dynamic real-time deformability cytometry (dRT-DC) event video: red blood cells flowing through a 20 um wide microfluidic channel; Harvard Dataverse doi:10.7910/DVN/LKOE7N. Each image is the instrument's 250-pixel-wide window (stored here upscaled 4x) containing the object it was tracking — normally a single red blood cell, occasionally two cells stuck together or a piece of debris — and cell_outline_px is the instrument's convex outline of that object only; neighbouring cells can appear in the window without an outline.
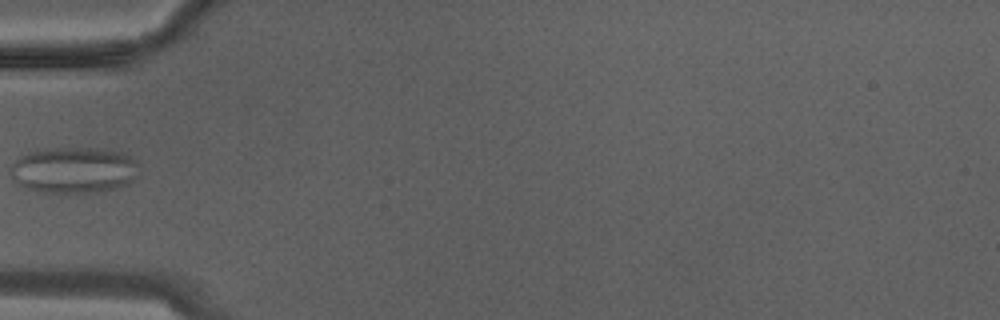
{"species": "Egyptian fruit bat (a non-hibernating species)", "species_latin": "Rousettus aegyptiacus", "temperature_condition": "warm", "stored_images_in_passage": 11, "camera_frame_rate_fps": 3000, "um_per_image_px": 0.085, "animal": {"sex": "male"}, "frame": {"image": 1, "passage_image": 1, "time_ms": 0.0, "image_size_px": [1000, 320], "cell_outline_px": [[140, 176], [124, 184], [112, 188], [92, 192], [44, 192], [28, 188], [12, 180], [12, 164], [20, 156], [36, 148], [104, 148], [128, 152], [132, 156], [136, 164]], "centroid_in_image_um": [6.3, 14.41], "position_along_channel_um": 78.7, "area_um2": 34.68}}
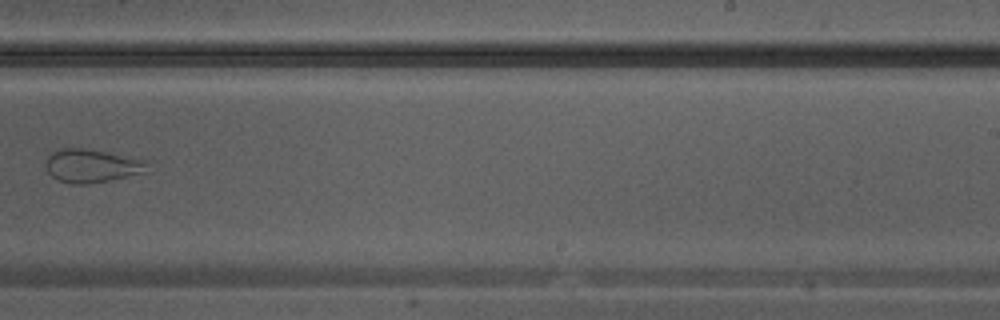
{"frame": {"image": 2, "passage_image": 10, "time_ms": 3.0, "image_size_px": [1000, 320], "cell_outline_px": [[148, 172], [108, 180], [84, 184], [72, 184], [60, 180], [52, 176], [48, 172], [44, 164], [48, 156], [52, 152], [60, 148], [84, 148], [148, 160]], "centroid_in_image_um": [7.81, 14.08], "position_along_channel_um": 281.2, "area_um2": 19.71}}